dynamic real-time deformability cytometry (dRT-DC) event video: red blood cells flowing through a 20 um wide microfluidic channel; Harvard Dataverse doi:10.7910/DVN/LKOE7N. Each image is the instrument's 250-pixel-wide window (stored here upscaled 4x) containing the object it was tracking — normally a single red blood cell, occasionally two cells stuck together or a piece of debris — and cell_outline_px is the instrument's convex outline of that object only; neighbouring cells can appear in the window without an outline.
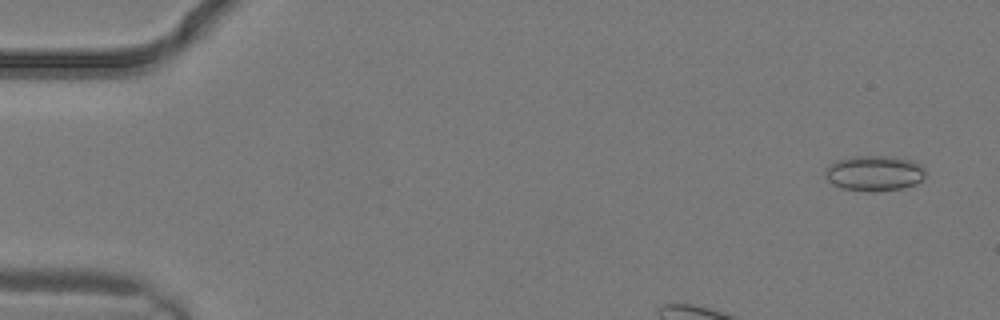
{"species": "common noctule bat (a hibernating species)", "species_latin": "Nyctalus noctula", "temperature_condition": "warm", "stored_images_in_passage": 4, "camera_frame_rate_fps": 3000, "um_per_image_px": 0.085, "animal": {"sex": "male", "body_mass_g": 19.2, "forearm_length_mm": 51.8}, "frame": {"image": 1, "passage_image": 1, "time_ms": 0.0, "image_size_px": [1000, 320], "cell_outline_px": [[924, 176], [916, 184], [900, 188], [840, 188], [832, 184], [824, 176], [824, 168], [836, 160], [852, 156], [892, 156], [912, 160], [920, 164], [924, 168]], "centroid_in_image_um": [74.28, 14.65], "position_along_channel_um": 10.7, "area_um2": 20.0}}
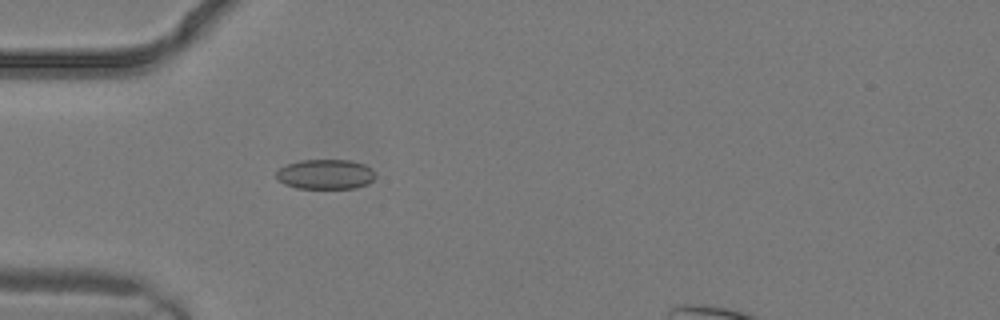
{"frame": {"image": 2, "passage_image": 3, "time_ms": 0.667, "image_size_px": [1000, 320], "cell_outline_px": [[376, 176], [368, 184], [356, 188], [296, 188], [284, 184], [276, 180], [276, 172], [280, 168], [288, 164], [300, 160], [352, 160], [364, 164], [372, 168]], "centroid_in_image_um": [27.67, 14.81], "position_along_channel_um": 57.3, "area_um2": 17.4}}